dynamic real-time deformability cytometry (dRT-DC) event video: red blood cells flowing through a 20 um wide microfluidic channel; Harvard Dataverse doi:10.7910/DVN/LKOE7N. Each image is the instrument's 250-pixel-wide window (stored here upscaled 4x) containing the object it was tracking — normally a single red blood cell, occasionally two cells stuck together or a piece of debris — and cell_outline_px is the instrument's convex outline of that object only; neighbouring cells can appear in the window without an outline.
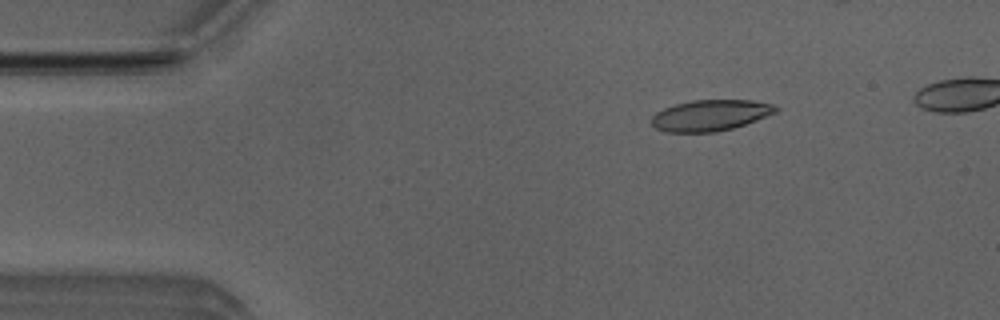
{"species": "Egyptian fruit bat (a non-hibernating species)", "species_latin": "Rousettus aegyptiacus", "temperature_condition": "room temperature", "stored_images_in_passage": 48, "camera_frame_rate_fps": 3000, "um_per_image_px": 0.085, "animal": {"sex": "male"}, "frame": {"image": 1, "passage_image": 8, "time_ms": 2.333, "image_size_px": [1000, 320], "cell_outline_px": [[780, 108], [776, 112], [756, 120], [732, 128], [716, 132], [668, 132], [656, 128], [652, 124], [652, 116], [656, 112], [664, 108], [676, 104], [692, 100], [752, 100], [772, 104]], "centroid_in_image_um": [60.38, 9.8], "position_along_channel_um": 24.6, "area_um2": 22.31}}
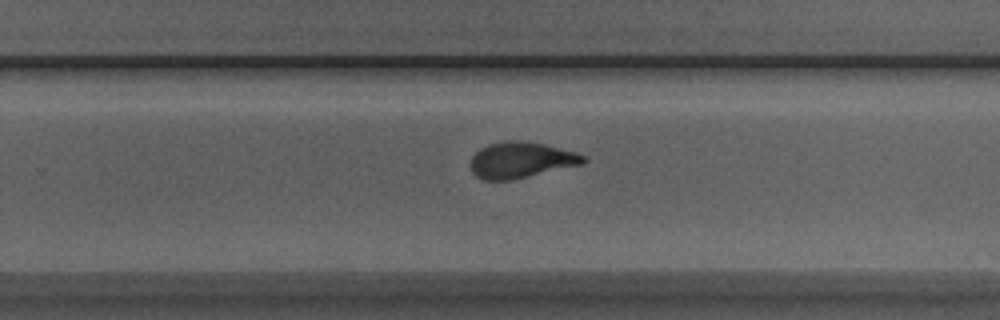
{"frame": {"image": 2, "passage_image": 33, "time_ms": 10.667, "image_size_px": [1000, 320], "cell_outline_px": [[588, 160], [584, 164], [508, 180], [484, 180], [476, 176], [472, 172], [472, 156], [480, 148], [488, 144], [508, 140], [528, 140], [576, 152], [584, 156]], "centroid_in_image_um": [44.3, 13.58], "position_along_channel_um": 285.5, "area_um2": 23.58}}
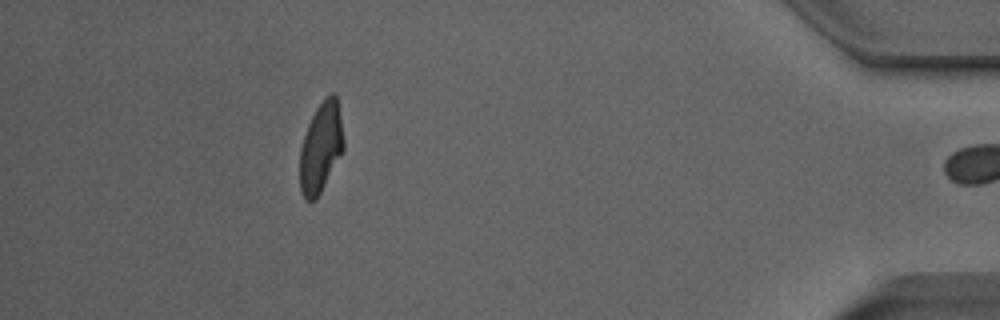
{"frame": {"image": 3, "passage_image": 47, "time_ms": 15.333, "image_size_px": [1000, 320], "cell_outline_px": [[344, 148], [316, 200], [304, 200], [300, 192], [300, 148], [308, 124], [316, 108], [324, 96], [332, 92], [336, 96], [344, 140]], "centroid_in_image_um": [27.25, 12.53], "position_along_channel_um": 407.9, "area_um2": 22.77}, "authors_computed_cell_mechanics": {"area_um2": 23.5535, "velocity_mm_per_s": 3.9026, "shape_relaxation_time_tau1_ms": 4.5605, "shape_relaxation_time_tau2_ms": 1.1748, "deformation_change_tau1": 0.1868, "deformation_change_tau2": 0.0736}}